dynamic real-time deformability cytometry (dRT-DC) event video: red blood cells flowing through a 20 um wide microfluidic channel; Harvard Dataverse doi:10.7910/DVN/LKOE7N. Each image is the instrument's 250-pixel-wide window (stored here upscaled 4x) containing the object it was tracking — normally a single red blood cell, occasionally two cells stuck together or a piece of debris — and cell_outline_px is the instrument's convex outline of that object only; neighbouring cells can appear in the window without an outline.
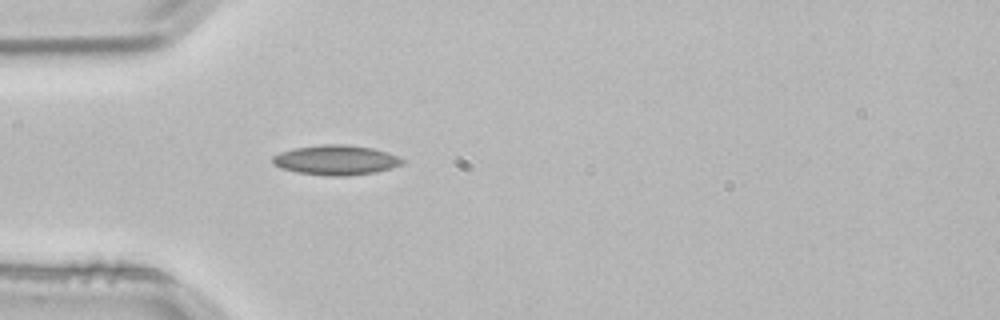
{"species": "common noctule bat (a hibernating species)", "species_latin": "Nyctalus noctula", "temperature_condition": "room temperature", "stored_images_in_passage": 4, "camera_frame_rate_fps": 3000, "um_per_image_px": 0.085, "animal": {"sex": "male", "body_mass_g": 21.5, "forearm_length_mm": 52.0}, "frame": {"image": 1, "passage_image": 4, "time_ms": 1.0, "image_size_px": [1000, 320], "cell_outline_px": [[404, 160], [400, 164], [376, 172], [348, 176], [324, 176], [296, 172], [280, 168], [272, 164], [272, 156], [280, 152], [292, 148], [320, 144], [344, 144], [372, 148], [388, 152], [400, 156]], "centroid_in_image_um": [28.5, 13.6], "position_along_channel_um": 56.5, "area_um2": 22.77}}